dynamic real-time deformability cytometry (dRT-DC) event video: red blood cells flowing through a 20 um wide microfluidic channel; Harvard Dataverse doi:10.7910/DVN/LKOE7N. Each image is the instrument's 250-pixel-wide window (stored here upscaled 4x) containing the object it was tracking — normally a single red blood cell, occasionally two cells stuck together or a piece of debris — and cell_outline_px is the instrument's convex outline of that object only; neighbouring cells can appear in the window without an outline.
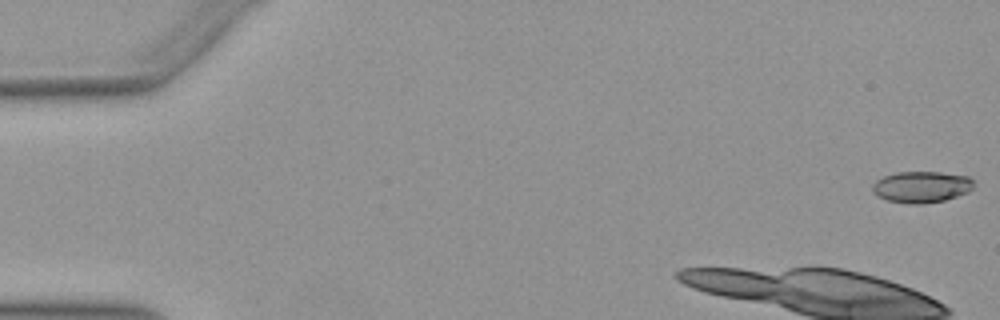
{"species": "Egyptian fruit bat (a non-hibernating species)", "species_latin": "Rousettus aegyptiacus", "temperature_condition": "warm", "stored_images_in_passage": 10, "camera_frame_rate_fps": 3000, "um_per_image_px": 0.085, "animal": {"sex": "female"}, "frame": {"image": 1, "passage_image": 1, "time_ms": 0.0, "image_size_px": [1000, 320], "cell_outline_px": [[972, 188], [968, 192], [944, 200], [924, 204], [908, 204], [888, 200], [872, 192], [872, 184], [876, 180], [884, 176], [896, 172], [940, 172], [968, 176], [972, 180]], "centroid_in_image_um": [78.3, 15.88], "position_along_channel_um": 6.7, "area_um2": 18.44}}